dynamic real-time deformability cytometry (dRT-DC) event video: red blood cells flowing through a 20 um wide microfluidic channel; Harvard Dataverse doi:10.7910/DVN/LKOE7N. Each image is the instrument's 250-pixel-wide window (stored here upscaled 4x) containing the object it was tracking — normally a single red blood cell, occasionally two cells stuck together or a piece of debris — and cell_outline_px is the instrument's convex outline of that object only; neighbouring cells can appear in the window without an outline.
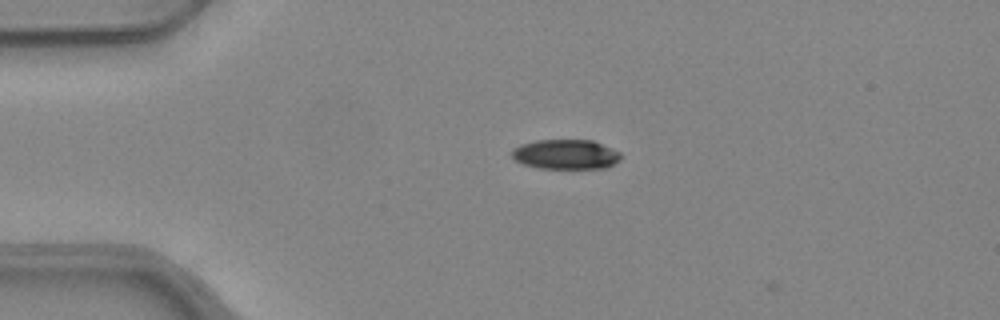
{"species": "common noctule bat (a hibernating species)", "species_latin": "Nyctalus noctula", "temperature_condition": "warm", "stored_images_in_passage": 3, "camera_frame_rate_fps": 3000, "um_per_image_px": 0.085, "animal": {"sex": "female", "body_mass_g": 24.6, "forearm_length_mm": 56.2}, "frame": {"image": 1, "passage_image": 1, "time_ms": 0.0, "image_size_px": [1000, 320], "cell_outline_px": [[620, 160], [608, 168], [536, 168], [524, 164], [516, 160], [512, 156], [512, 148], [520, 144], [536, 140], [592, 140], [620, 152]], "centroid_in_image_um": [48.08, 13.12], "position_along_channel_um": 36.9, "area_um2": 18.9}}